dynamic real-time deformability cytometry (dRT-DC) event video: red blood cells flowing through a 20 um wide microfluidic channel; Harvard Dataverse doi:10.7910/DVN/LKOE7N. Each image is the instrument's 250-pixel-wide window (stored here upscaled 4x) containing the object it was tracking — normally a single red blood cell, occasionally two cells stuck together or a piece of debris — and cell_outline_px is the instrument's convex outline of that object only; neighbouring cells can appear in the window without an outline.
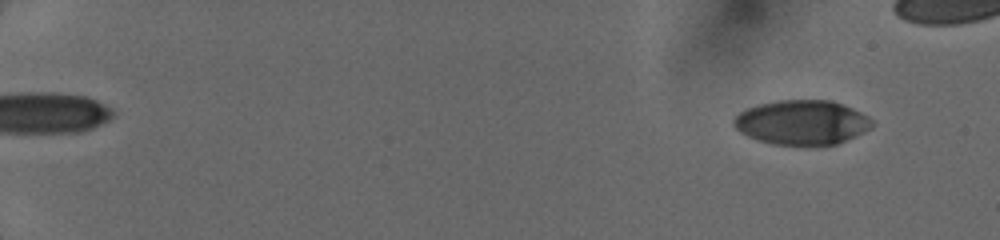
{"species": "human", "species_latin": "Homo sapiens", "temperature_condition": "cold", "stored_images_in_passage": 45, "camera_frame_rate_fps": 3000, "um_per_image_px": 0.085, "donor": {"sex": "female"}, "frame": {"image": 1, "passage_image": 4, "time_ms": 1.0, "image_size_px": [1000, 240], "cell_outline_px": [[876, 124], [872, 128], [856, 136], [836, 144], [808, 148], [772, 144], [756, 140], [740, 132], [732, 124], [732, 120], [744, 108], [776, 100], [832, 100], [852, 108], [868, 116]], "centroid_in_image_um": [68.17, 10.44], "position_along_channel_um": 16.8, "area_um2": 36.88}}
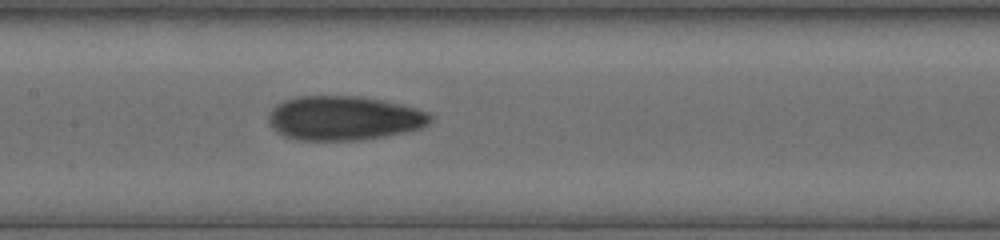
{"frame": {"image": 2, "passage_image": 28, "time_ms": 9.0, "image_size_px": [1000, 240], "cell_outline_px": [[432, 120], [428, 124], [420, 128], [408, 132], [360, 140], [296, 140], [284, 136], [276, 132], [268, 124], [268, 112], [276, 104], [284, 100], [296, 96], [360, 96], [384, 100], [416, 108], [428, 112], [432, 116]], "centroid_in_image_um": [29.2, 10.04], "position_along_channel_um": 178.2, "area_um2": 42.19}}
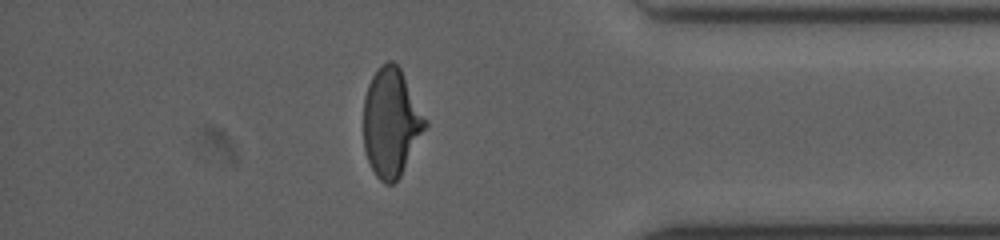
{"frame": {"image": 3, "passage_image": 44, "time_ms": 14.667, "image_size_px": [1000, 240], "cell_outline_px": [[428, 124], [400, 176], [392, 184], [384, 184], [376, 176], [368, 160], [364, 148], [364, 96], [368, 84], [372, 76], [380, 64], [388, 60], [392, 60], [400, 68], [428, 120]], "centroid_in_image_um": [33.25, 10.38], "position_along_channel_um": 402.0, "area_um2": 38.96}}